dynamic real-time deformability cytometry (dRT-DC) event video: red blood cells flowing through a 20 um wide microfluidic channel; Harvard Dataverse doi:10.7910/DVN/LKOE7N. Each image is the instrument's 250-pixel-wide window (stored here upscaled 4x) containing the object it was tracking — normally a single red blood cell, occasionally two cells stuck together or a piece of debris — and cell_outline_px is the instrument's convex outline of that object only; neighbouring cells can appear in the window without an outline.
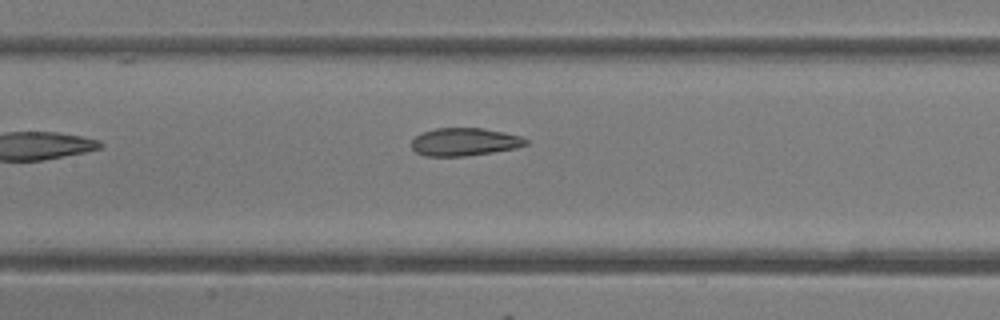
{"species": "common noctule bat (a hibernating species)", "species_latin": "Nyctalus noctula", "temperature_condition": "room temperature", "stored_images_in_passage": 6, "camera_frame_rate_fps": 3000, "um_per_image_px": 0.085, "animal": {"sex": "female"}, "frame": {"image": 1, "passage_image": 6, "time_ms": 6.667, "image_size_px": [1000, 320], "cell_outline_px": [[528, 144], [516, 148], [492, 152], [464, 156], [424, 156], [416, 152], [412, 148], [412, 140], [416, 136], [424, 132], [436, 128], [484, 128], [504, 132], [520, 136], [528, 140]], "centroid_in_image_um": [39.49, 12.06], "position_along_channel_um": 167.9, "area_um2": 18.5}}